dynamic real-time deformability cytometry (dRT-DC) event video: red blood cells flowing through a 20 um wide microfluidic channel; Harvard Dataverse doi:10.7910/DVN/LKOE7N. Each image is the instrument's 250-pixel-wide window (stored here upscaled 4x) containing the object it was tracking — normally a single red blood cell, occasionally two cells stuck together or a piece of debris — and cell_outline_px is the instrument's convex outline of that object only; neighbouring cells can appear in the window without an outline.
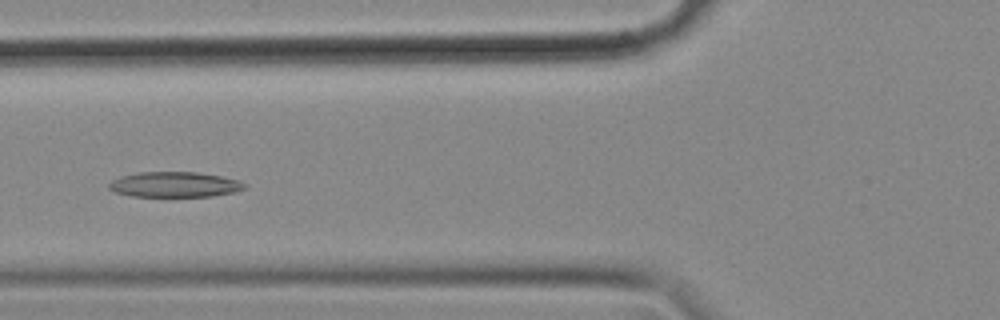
{"species": "common noctule bat (a hibernating species)", "species_latin": "Nyctalus noctula", "temperature_condition": "cold", "stored_images_in_passage": 47, "camera_frame_rate_fps": 3000, "um_per_image_px": 0.085, "animal": {"sex": "female", "body_mass_g": 18.4}, "frame": {"image": 1, "passage_image": 12, "time_ms": 3.667, "image_size_px": [1000, 320], "cell_outline_px": [[248, 184], [244, 188], [236, 192], [212, 196], [132, 196], [116, 192], [108, 188], [108, 184], [112, 180], [120, 176], [140, 172], [196, 172], [220, 176], [236, 180]], "centroid_in_image_um": [14.83, 15.68], "position_along_channel_um": 111.0, "area_um2": 19.88}}
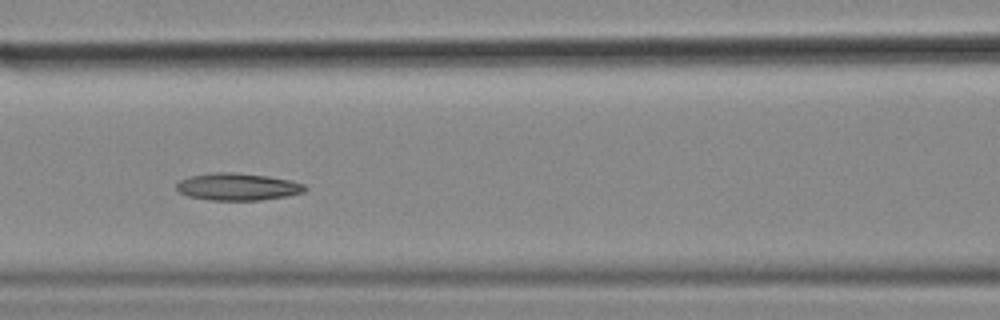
{"frame": {"image": 2, "passage_image": 15, "time_ms": 4.667, "image_size_px": [1000, 320], "cell_outline_px": [[308, 188], [304, 192], [288, 196], [260, 200], [212, 200], [188, 196], [180, 192], [176, 188], [176, 184], [180, 180], [192, 176], [216, 172], [232, 172], [268, 176], [288, 180], [304, 184]], "centroid_in_image_um": [20.22, 15.88], "position_along_channel_um": 146.4, "area_um2": 20.23}}
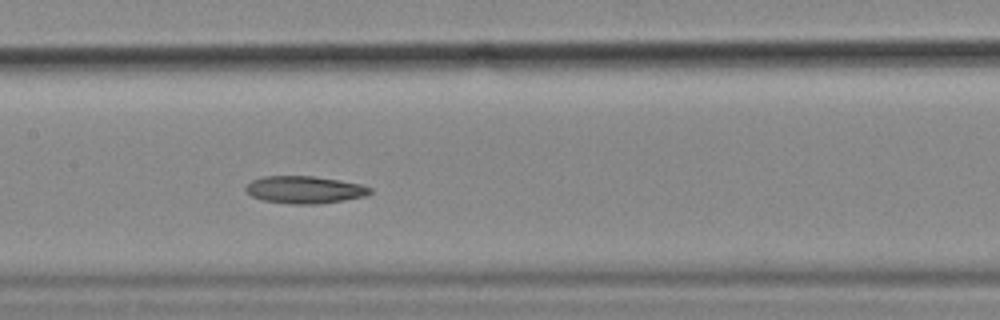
{"frame": {"image": 3, "passage_image": 18, "time_ms": 5.667, "image_size_px": [1000, 320], "cell_outline_px": [[372, 192], [364, 196], [344, 200], [316, 204], [292, 204], [264, 200], [252, 196], [244, 188], [252, 180], [264, 176], [312, 176], [340, 180], [364, 184], [372, 188]], "centroid_in_image_um": [25.93, 16.12], "position_along_channel_um": 181.5, "area_um2": 19.77}}